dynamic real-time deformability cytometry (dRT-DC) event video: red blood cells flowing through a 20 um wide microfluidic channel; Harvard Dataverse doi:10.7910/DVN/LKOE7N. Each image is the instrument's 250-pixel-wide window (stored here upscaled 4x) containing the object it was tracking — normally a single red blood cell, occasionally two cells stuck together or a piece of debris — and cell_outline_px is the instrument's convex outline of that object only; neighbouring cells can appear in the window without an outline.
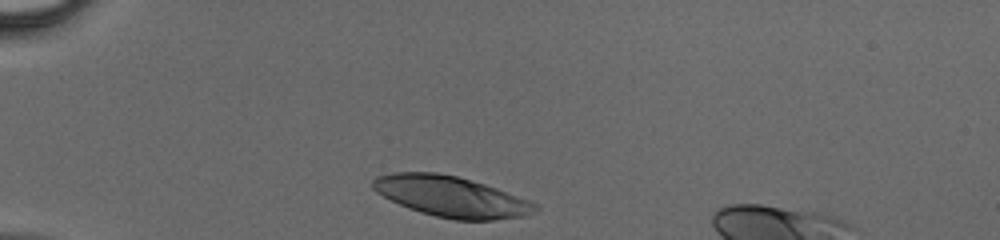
{"species": "human", "species_latin": "Homo sapiens", "temperature_condition": "cold", "stored_images_in_passage": 28, "camera_frame_rate_fps": 3000, "um_per_image_px": 0.085, "donor": {"sex": "male"}, "frame": {"image": 1, "passage_image": 1, "time_ms": 0.0, "image_size_px": [1000, 240], "cell_outline_px": [[536, 208], [520, 216], [492, 220], [456, 220], [436, 216], [420, 212], [400, 204], [376, 192], [372, 188], [372, 180], [380, 176], [392, 172], [436, 172], [456, 176], [484, 184], [496, 188], [528, 200], [536, 204]], "centroid_in_image_um": [38.28, 16.69], "position_along_channel_um": 46.7, "area_um2": 37.69}}
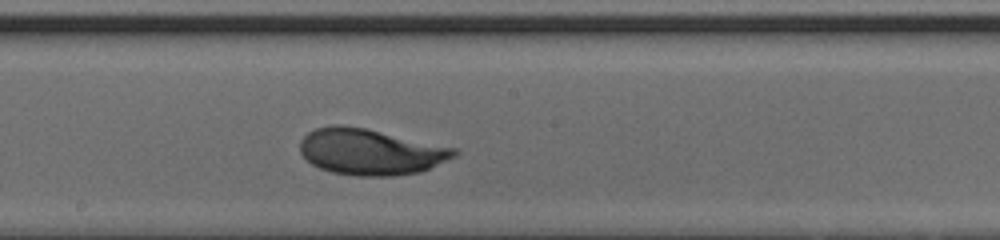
{"frame": {"image": 2, "passage_image": 15, "time_ms": 4.667, "image_size_px": [1000, 240], "cell_outline_px": [[456, 156], [420, 172], [392, 176], [356, 176], [332, 172], [320, 168], [312, 164], [300, 152], [300, 140], [308, 132], [316, 128], [332, 124], [340, 124], [364, 128], [456, 148]], "centroid_in_image_um": [31.45, 12.9], "position_along_channel_um": 216.7, "area_um2": 41.15}}
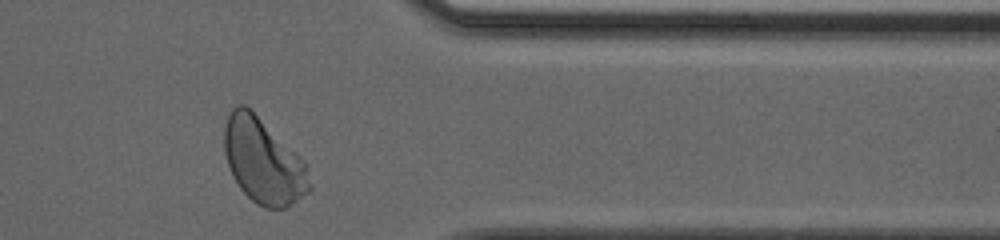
{"frame": {"image": 3, "passage_image": 27, "time_ms": 8.667, "image_size_px": [1000, 240], "cell_outline_px": [[312, 188], [308, 192], [284, 208], [264, 208], [256, 204], [240, 188], [232, 176], [224, 152], [224, 128], [228, 112], [236, 104], [244, 104], [304, 164]], "centroid_in_image_um": [22.3, 13.73], "position_along_channel_um": 389.1, "area_um2": 40.81}}